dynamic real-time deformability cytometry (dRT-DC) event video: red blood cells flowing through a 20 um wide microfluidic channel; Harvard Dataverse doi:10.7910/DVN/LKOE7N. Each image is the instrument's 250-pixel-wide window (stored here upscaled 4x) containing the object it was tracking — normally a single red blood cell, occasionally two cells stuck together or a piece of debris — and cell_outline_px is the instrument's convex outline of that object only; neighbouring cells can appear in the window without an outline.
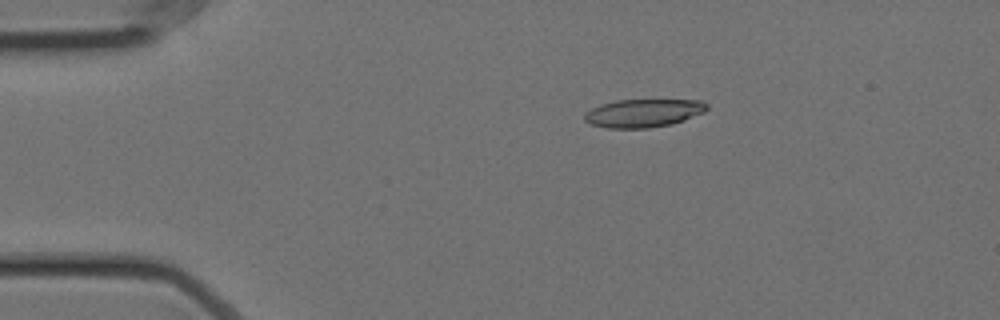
{"species": "Egyptian fruit bat (a non-hibernating species)", "species_latin": "Rousettus aegyptiacus", "temperature_condition": "cold", "stored_images_in_passage": 57, "camera_frame_rate_fps": 3000, "um_per_image_px": 0.085, "animal": {"sex": "female"}, "frame": {"image": 1, "passage_image": 11, "time_ms": 3.333, "image_size_px": [1000, 320], "cell_outline_px": [[708, 108], [704, 112], [684, 120], [672, 124], [648, 128], [608, 128], [592, 124], [584, 120], [584, 112], [600, 104], [616, 100], [700, 100], [708, 104]], "centroid_in_image_um": [54.68, 9.61], "position_along_channel_um": 30.3, "area_um2": 20.11}}
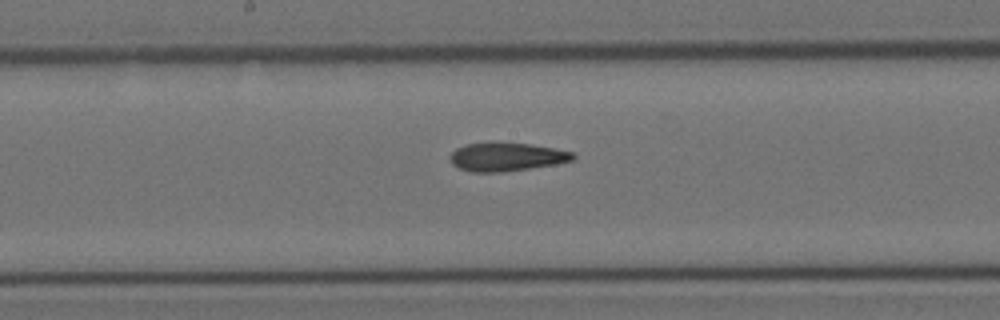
{"frame": {"image": 2, "passage_image": 30, "time_ms": 9.667, "image_size_px": [1000, 320], "cell_outline_px": [[576, 156], [572, 160], [556, 164], [504, 172], [472, 172], [460, 168], [452, 164], [448, 160], [448, 156], [456, 148], [468, 144], [528, 144], [552, 148], [572, 152]], "centroid_in_image_um": [43.02, 13.36], "position_along_channel_um": 205.2, "area_um2": 19.88}}
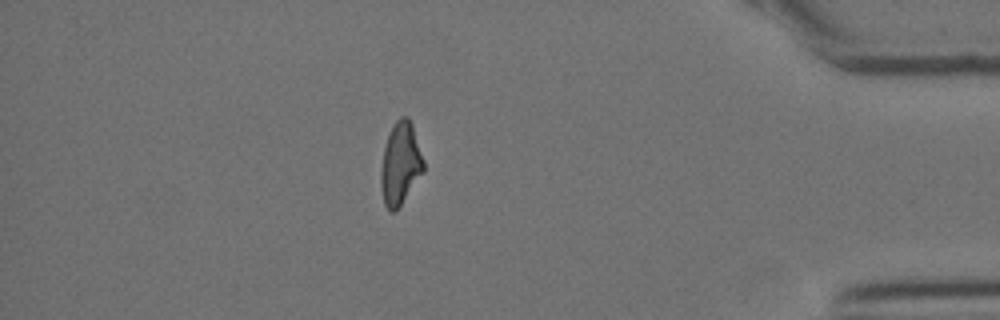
{"frame": {"image": 3, "passage_image": 50, "time_ms": 16.333, "image_size_px": [1000, 320], "cell_outline_px": [[424, 172], [396, 212], [388, 212], [384, 204], [380, 184], [380, 172], [384, 148], [392, 124], [400, 116], [408, 116], [412, 124], [424, 160]], "centroid_in_image_um": [34.03, 13.94], "position_along_channel_um": 401.2, "area_um2": 20.81}, "authors_computed_cell_mechanics": {"area_um2": 20.5768, "velocity_mm_per_s": 3.5599, "shape_relaxation_time_tau1_ms": null, "shape_relaxation_time_tau2_ms": 5.8912, "deformation_change_tau1": null, "deformation_change_tau2": 0.17}}